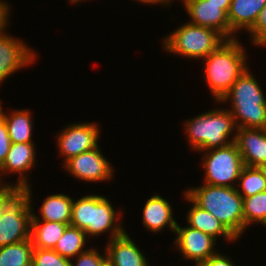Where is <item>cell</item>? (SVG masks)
Wrapping results in <instances>:
<instances>
[{"label":"cell","mask_w":266,"mask_h":266,"mask_svg":"<svg viewBox=\"0 0 266 266\" xmlns=\"http://www.w3.org/2000/svg\"><path fill=\"white\" fill-rule=\"evenodd\" d=\"M245 47L239 39H227L204 61V80L215 102L231 89L234 82L248 68Z\"/></svg>","instance_id":"cell-1"},{"label":"cell","mask_w":266,"mask_h":266,"mask_svg":"<svg viewBox=\"0 0 266 266\" xmlns=\"http://www.w3.org/2000/svg\"><path fill=\"white\" fill-rule=\"evenodd\" d=\"M184 192L197 206L217 218L239 240L244 232L243 198L236 187L203 184L190 187Z\"/></svg>","instance_id":"cell-2"},{"label":"cell","mask_w":266,"mask_h":266,"mask_svg":"<svg viewBox=\"0 0 266 266\" xmlns=\"http://www.w3.org/2000/svg\"><path fill=\"white\" fill-rule=\"evenodd\" d=\"M248 67L234 82L231 89L220 99V103L231 102L237 128L266 129V98L257 78Z\"/></svg>","instance_id":"cell-3"},{"label":"cell","mask_w":266,"mask_h":266,"mask_svg":"<svg viewBox=\"0 0 266 266\" xmlns=\"http://www.w3.org/2000/svg\"><path fill=\"white\" fill-rule=\"evenodd\" d=\"M122 214L113 208L107 197L85 195L73 200L70 225L83 230L91 238L110 232L111 240L125 232L120 221Z\"/></svg>","instance_id":"cell-4"},{"label":"cell","mask_w":266,"mask_h":266,"mask_svg":"<svg viewBox=\"0 0 266 266\" xmlns=\"http://www.w3.org/2000/svg\"><path fill=\"white\" fill-rule=\"evenodd\" d=\"M184 123L188 144L194 151L224 147L235 141L237 127L228 109L209 110Z\"/></svg>","instance_id":"cell-5"},{"label":"cell","mask_w":266,"mask_h":266,"mask_svg":"<svg viewBox=\"0 0 266 266\" xmlns=\"http://www.w3.org/2000/svg\"><path fill=\"white\" fill-rule=\"evenodd\" d=\"M226 40L212 28L187 22L166 35L162 44L167 53L189 59H204Z\"/></svg>","instance_id":"cell-6"},{"label":"cell","mask_w":266,"mask_h":266,"mask_svg":"<svg viewBox=\"0 0 266 266\" xmlns=\"http://www.w3.org/2000/svg\"><path fill=\"white\" fill-rule=\"evenodd\" d=\"M31 190L29 183L4 208L0 216V247L31 238V220L34 210L31 205Z\"/></svg>","instance_id":"cell-7"},{"label":"cell","mask_w":266,"mask_h":266,"mask_svg":"<svg viewBox=\"0 0 266 266\" xmlns=\"http://www.w3.org/2000/svg\"><path fill=\"white\" fill-rule=\"evenodd\" d=\"M203 154L204 184L214 186L236 187L244 167L235 142L227 146L213 148ZM236 184V185H235Z\"/></svg>","instance_id":"cell-8"},{"label":"cell","mask_w":266,"mask_h":266,"mask_svg":"<svg viewBox=\"0 0 266 266\" xmlns=\"http://www.w3.org/2000/svg\"><path fill=\"white\" fill-rule=\"evenodd\" d=\"M96 123H71L56 135L57 147L64 163L85 151L98 146L100 140V130Z\"/></svg>","instance_id":"cell-9"},{"label":"cell","mask_w":266,"mask_h":266,"mask_svg":"<svg viewBox=\"0 0 266 266\" xmlns=\"http://www.w3.org/2000/svg\"><path fill=\"white\" fill-rule=\"evenodd\" d=\"M99 145L63 163L66 171L74 178L85 182L108 181L113 178V167L104 157Z\"/></svg>","instance_id":"cell-10"},{"label":"cell","mask_w":266,"mask_h":266,"mask_svg":"<svg viewBox=\"0 0 266 266\" xmlns=\"http://www.w3.org/2000/svg\"><path fill=\"white\" fill-rule=\"evenodd\" d=\"M175 235V248L182 254L183 259L195 261V266H199L219 251L214 248L216 239L188 225H177Z\"/></svg>","instance_id":"cell-11"},{"label":"cell","mask_w":266,"mask_h":266,"mask_svg":"<svg viewBox=\"0 0 266 266\" xmlns=\"http://www.w3.org/2000/svg\"><path fill=\"white\" fill-rule=\"evenodd\" d=\"M5 31L0 35V85L11 74L34 64L37 52L19 38L7 35Z\"/></svg>","instance_id":"cell-12"},{"label":"cell","mask_w":266,"mask_h":266,"mask_svg":"<svg viewBox=\"0 0 266 266\" xmlns=\"http://www.w3.org/2000/svg\"><path fill=\"white\" fill-rule=\"evenodd\" d=\"M36 152L37 150L34 143H11L8 154L3 164L0 166V178L10 174H17L19 177L14 184H5V182L0 179V185L2 187H14L19 189H23L27 186L29 183L27 177L30 174L28 172L35 167V163L37 162L35 158Z\"/></svg>","instance_id":"cell-13"},{"label":"cell","mask_w":266,"mask_h":266,"mask_svg":"<svg viewBox=\"0 0 266 266\" xmlns=\"http://www.w3.org/2000/svg\"><path fill=\"white\" fill-rule=\"evenodd\" d=\"M183 7L191 18L189 23L212 28L230 39L228 12L230 5H214L207 0H183Z\"/></svg>","instance_id":"cell-14"},{"label":"cell","mask_w":266,"mask_h":266,"mask_svg":"<svg viewBox=\"0 0 266 266\" xmlns=\"http://www.w3.org/2000/svg\"><path fill=\"white\" fill-rule=\"evenodd\" d=\"M234 142L244 166L260 167L266 163V129L237 128Z\"/></svg>","instance_id":"cell-15"},{"label":"cell","mask_w":266,"mask_h":266,"mask_svg":"<svg viewBox=\"0 0 266 266\" xmlns=\"http://www.w3.org/2000/svg\"><path fill=\"white\" fill-rule=\"evenodd\" d=\"M107 242L105 252L108 266H149L144 253L126 231Z\"/></svg>","instance_id":"cell-16"},{"label":"cell","mask_w":266,"mask_h":266,"mask_svg":"<svg viewBox=\"0 0 266 266\" xmlns=\"http://www.w3.org/2000/svg\"><path fill=\"white\" fill-rule=\"evenodd\" d=\"M143 225L153 233L161 232L165 227L175 233L177 221L173 218V209L169 201L159 194H154L145 202L143 208Z\"/></svg>","instance_id":"cell-17"},{"label":"cell","mask_w":266,"mask_h":266,"mask_svg":"<svg viewBox=\"0 0 266 266\" xmlns=\"http://www.w3.org/2000/svg\"><path fill=\"white\" fill-rule=\"evenodd\" d=\"M266 5V0H231L228 12L230 39L241 30L249 31L256 22L259 12ZM238 31V32H237Z\"/></svg>","instance_id":"cell-18"},{"label":"cell","mask_w":266,"mask_h":266,"mask_svg":"<svg viewBox=\"0 0 266 266\" xmlns=\"http://www.w3.org/2000/svg\"><path fill=\"white\" fill-rule=\"evenodd\" d=\"M184 199L191 203V207L186 215L187 225L210 235L214 239L223 237L226 242L236 241L237 239L224 227V225L215 218L210 212L197 206L186 194Z\"/></svg>","instance_id":"cell-19"},{"label":"cell","mask_w":266,"mask_h":266,"mask_svg":"<svg viewBox=\"0 0 266 266\" xmlns=\"http://www.w3.org/2000/svg\"><path fill=\"white\" fill-rule=\"evenodd\" d=\"M29 109L12 110L8 115L2 108L0 100V115L3 117L11 143H34L32 141L33 120Z\"/></svg>","instance_id":"cell-20"},{"label":"cell","mask_w":266,"mask_h":266,"mask_svg":"<svg viewBox=\"0 0 266 266\" xmlns=\"http://www.w3.org/2000/svg\"><path fill=\"white\" fill-rule=\"evenodd\" d=\"M73 198L58 193L47 196L42 202L39 215L33 212L32 220L52 221L70 225Z\"/></svg>","instance_id":"cell-21"},{"label":"cell","mask_w":266,"mask_h":266,"mask_svg":"<svg viewBox=\"0 0 266 266\" xmlns=\"http://www.w3.org/2000/svg\"><path fill=\"white\" fill-rule=\"evenodd\" d=\"M68 224L31 220V240L34 248L53 249Z\"/></svg>","instance_id":"cell-22"},{"label":"cell","mask_w":266,"mask_h":266,"mask_svg":"<svg viewBox=\"0 0 266 266\" xmlns=\"http://www.w3.org/2000/svg\"><path fill=\"white\" fill-rule=\"evenodd\" d=\"M86 240L87 236L83 230L68 225L53 250L62 257L73 260L79 254L88 250V248L85 249Z\"/></svg>","instance_id":"cell-23"},{"label":"cell","mask_w":266,"mask_h":266,"mask_svg":"<svg viewBox=\"0 0 266 266\" xmlns=\"http://www.w3.org/2000/svg\"><path fill=\"white\" fill-rule=\"evenodd\" d=\"M33 250L31 238L0 247V266H32Z\"/></svg>","instance_id":"cell-24"},{"label":"cell","mask_w":266,"mask_h":266,"mask_svg":"<svg viewBox=\"0 0 266 266\" xmlns=\"http://www.w3.org/2000/svg\"><path fill=\"white\" fill-rule=\"evenodd\" d=\"M237 183L236 189L242 198L266 191V179L259 167L244 166Z\"/></svg>","instance_id":"cell-25"},{"label":"cell","mask_w":266,"mask_h":266,"mask_svg":"<svg viewBox=\"0 0 266 266\" xmlns=\"http://www.w3.org/2000/svg\"><path fill=\"white\" fill-rule=\"evenodd\" d=\"M244 232L253 223L266 224V191L243 198Z\"/></svg>","instance_id":"cell-26"},{"label":"cell","mask_w":266,"mask_h":266,"mask_svg":"<svg viewBox=\"0 0 266 266\" xmlns=\"http://www.w3.org/2000/svg\"><path fill=\"white\" fill-rule=\"evenodd\" d=\"M32 266H71V260L53 249L34 248Z\"/></svg>","instance_id":"cell-27"},{"label":"cell","mask_w":266,"mask_h":266,"mask_svg":"<svg viewBox=\"0 0 266 266\" xmlns=\"http://www.w3.org/2000/svg\"><path fill=\"white\" fill-rule=\"evenodd\" d=\"M74 259L76 263L71 260V266H108L106 252L103 255L96 248H89Z\"/></svg>","instance_id":"cell-28"},{"label":"cell","mask_w":266,"mask_h":266,"mask_svg":"<svg viewBox=\"0 0 266 266\" xmlns=\"http://www.w3.org/2000/svg\"><path fill=\"white\" fill-rule=\"evenodd\" d=\"M248 32L253 45L266 34V5L259 12L256 22Z\"/></svg>","instance_id":"cell-29"},{"label":"cell","mask_w":266,"mask_h":266,"mask_svg":"<svg viewBox=\"0 0 266 266\" xmlns=\"http://www.w3.org/2000/svg\"><path fill=\"white\" fill-rule=\"evenodd\" d=\"M11 146L7 127L3 117L0 115V166L3 164Z\"/></svg>","instance_id":"cell-30"},{"label":"cell","mask_w":266,"mask_h":266,"mask_svg":"<svg viewBox=\"0 0 266 266\" xmlns=\"http://www.w3.org/2000/svg\"><path fill=\"white\" fill-rule=\"evenodd\" d=\"M22 191L14 187H3L0 190V216L4 208Z\"/></svg>","instance_id":"cell-31"},{"label":"cell","mask_w":266,"mask_h":266,"mask_svg":"<svg viewBox=\"0 0 266 266\" xmlns=\"http://www.w3.org/2000/svg\"><path fill=\"white\" fill-rule=\"evenodd\" d=\"M231 260L228 255L226 256L217 252L199 266H236Z\"/></svg>","instance_id":"cell-32"},{"label":"cell","mask_w":266,"mask_h":266,"mask_svg":"<svg viewBox=\"0 0 266 266\" xmlns=\"http://www.w3.org/2000/svg\"><path fill=\"white\" fill-rule=\"evenodd\" d=\"M9 6L10 4L7 2L0 0V35L5 32V29L8 27L7 25H10L8 21L11 7Z\"/></svg>","instance_id":"cell-33"},{"label":"cell","mask_w":266,"mask_h":266,"mask_svg":"<svg viewBox=\"0 0 266 266\" xmlns=\"http://www.w3.org/2000/svg\"><path fill=\"white\" fill-rule=\"evenodd\" d=\"M137 2L139 1L140 3H143L144 5L147 4H151V5H154V4H161L162 6L164 5V7L166 6L162 0H136Z\"/></svg>","instance_id":"cell-34"},{"label":"cell","mask_w":266,"mask_h":266,"mask_svg":"<svg viewBox=\"0 0 266 266\" xmlns=\"http://www.w3.org/2000/svg\"><path fill=\"white\" fill-rule=\"evenodd\" d=\"M214 5H231V0H207Z\"/></svg>","instance_id":"cell-35"},{"label":"cell","mask_w":266,"mask_h":266,"mask_svg":"<svg viewBox=\"0 0 266 266\" xmlns=\"http://www.w3.org/2000/svg\"><path fill=\"white\" fill-rule=\"evenodd\" d=\"M266 46V34L255 44V46Z\"/></svg>","instance_id":"cell-36"},{"label":"cell","mask_w":266,"mask_h":266,"mask_svg":"<svg viewBox=\"0 0 266 266\" xmlns=\"http://www.w3.org/2000/svg\"><path fill=\"white\" fill-rule=\"evenodd\" d=\"M259 168L262 171V173H263V175L265 176V179H266V163L261 165Z\"/></svg>","instance_id":"cell-37"},{"label":"cell","mask_w":266,"mask_h":266,"mask_svg":"<svg viewBox=\"0 0 266 266\" xmlns=\"http://www.w3.org/2000/svg\"><path fill=\"white\" fill-rule=\"evenodd\" d=\"M180 1H183V0H180ZM162 2L166 5V7H168L173 2V0H162Z\"/></svg>","instance_id":"cell-38"},{"label":"cell","mask_w":266,"mask_h":266,"mask_svg":"<svg viewBox=\"0 0 266 266\" xmlns=\"http://www.w3.org/2000/svg\"><path fill=\"white\" fill-rule=\"evenodd\" d=\"M81 1H85V0H69V2H72L71 4H76V3H79Z\"/></svg>","instance_id":"cell-39"}]
</instances>
